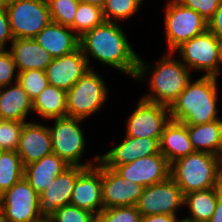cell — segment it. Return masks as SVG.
Masks as SVG:
<instances>
[{"label": "cell", "instance_id": "1", "mask_svg": "<svg viewBox=\"0 0 222 222\" xmlns=\"http://www.w3.org/2000/svg\"><path fill=\"white\" fill-rule=\"evenodd\" d=\"M118 23L104 21L79 37V48L88 60L92 56L136 80H142L151 71V65L135 53ZM89 55V57H88Z\"/></svg>", "mask_w": 222, "mask_h": 222}, {"label": "cell", "instance_id": "2", "mask_svg": "<svg viewBox=\"0 0 222 222\" xmlns=\"http://www.w3.org/2000/svg\"><path fill=\"white\" fill-rule=\"evenodd\" d=\"M192 81L169 107L171 120L200 125L220 119L217 114V77L203 75Z\"/></svg>", "mask_w": 222, "mask_h": 222}, {"label": "cell", "instance_id": "3", "mask_svg": "<svg viewBox=\"0 0 222 222\" xmlns=\"http://www.w3.org/2000/svg\"><path fill=\"white\" fill-rule=\"evenodd\" d=\"M170 177L186 195L220 186L222 171L215 155L195 151L170 164Z\"/></svg>", "mask_w": 222, "mask_h": 222}, {"label": "cell", "instance_id": "4", "mask_svg": "<svg viewBox=\"0 0 222 222\" xmlns=\"http://www.w3.org/2000/svg\"><path fill=\"white\" fill-rule=\"evenodd\" d=\"M168 53L164 54L151 71L149 88L152 93L142 99L170 107L191 81V70L180 58H173V52Z\"/></svg>", "mask_w": 222, "mask_h": 222}, {"label": "cell", "instance_id": "5", "mask_svg": "<svg viewBox=\"0 0 222 222\" xmlns=\"http://www.w3.org/2000/svg\"><path fill=\"white\" fill-rule=\"evenodd\" d=\"M104 79L91 68L66 91L67 117L85 119L99 111L108 98Z\"/></svg>", "mask_w": 222, "mask_h": 222}, {"label": "cell", "instance_id": "6", "mask_svg": "<svg viewBox=\"0 0 222 222\" xmlns=\"http://www.w3.org/2000/svg\"><path fill=\"white\" fill-rule=\"evenodd\" d=\"M79 118H57L54 119V126L48 127L51 135L52 151L63 159L70 166L92 167L99 162V156L94 157L90 163H80L85 151L84 131ZM96 163V164H94Z\"/></svg>", "mask_w": 222, "mask_h": 222}, {"label": "cell", "instance_id": "7", "mask_svg": "<svg viewBox=\"0 0 222 222\" xmlns=\"http://www.w3.org/2000/svg\"><path fill=\"white\" fill-rule=\"evenodd\" d=\"M174 52L179 53L181 62L190 70L206 71L204 75L215 77L221 72L220 40L208 29L183 42Z\"/></svg>", "mask_w": 222, "mask_h": 222}, {"label": "cell", "instance_id": "8", "mask_svg": "<svg viewBox=\"0 0 222 222\" xmlns=\"http://www.w3.org/2000/svg\"><path fill=\"white\" fill-rule=\"evenodd\" d=\"M165 10L164 23L169 52L208 29L206 19L177 0L168 1Z\"/></svg>", "mask_w": 222, "mask_h": 222}, {"label": "cell", "instance_id": "9", "mask_svg": "<svg viewBox=\"0 0 222 222\" xmlns=\"http://www.w3.org/2000/svg\"><path fill=\"white\" fill-rule=\"evenodd\" d=\"M6 10L14 39L34 38L51 22L47 0H14Z\"/></svg>", "mask_w": 222, "mask_h": 222}, {"label": "cell", "instance_id": "10", "mask_svg": "<svg viewBox=\"0 0 222 222\" xmlns=\"http://www.w3.org/2000/svg\"><path fill=\"white\" fill-rule=\"evenodd\" d=\"M39 195L23 177L0 195L5 222H39Z\"/></svg>", "mask_w": 222, "mask_h": 222}, {"label": "cell", "instance_id": "11", "mask_svg": "<svg viewBox=\"0 0 222 222\" xmlns=\"http://www.w3.org/2000/svg\"><path fill=\"white\" fill-rule=\"evenodd\" d=\"M184 205V195L177 183L169 176L166 180L143 189L136 208L142 216L177 215Z\"/></svg>", "mask_w": 222, "mask_h": 222}, {"label": "cell", "instance_id": "12", "mask_svg": "<svg viewBox=\"0 0 222 222\" xmlns=\"http://www.w3.org/2000/svg\"><path fill=\"white\" fill-rule=\"evenodd\" d=\"M170 120L168 106L140 98L136 109L127 120L125 135L134 138H161L162 132Z\"/></svg>", "mask_w": 222, "mask_h": 222}, {"label": "cell", "instance_id": "13", "mask_svg": "<svg viewBox=\"0 0 222 222\" xmlns=\"http://www.w3.org/2000/svg\"><path fill=\"white\" fill-rule=\"evenodd\" d=\"M81 166H69L39 194V215L51 218L60 207L69 205L77 177L85 170Z\"/></svg>", "mask_w": 222, "mask_h": 222}, {"label": "cell", "instance_id": "14", "mask_svg": "<svg viewBox=\"0 0 222 222\" xmlns=\"http://www.w3.org/2000/svg\"><path fill=\"white\" fill-rule=\"evenodd\" d=\"M113 170L144 188L162 182L170 176V164L161 153L135 159L131 163L116 166Z\"/></svg>", "mask_w": 222, "mask_h": 222}, {"label": "cell", "instance_id": "15", "mask_svg": "<svg viewBox=\"0 0 222 222\" xmlns=\"http://www.w3.org/2000/svg\"><path fill=\"white\" fill-rule=\"evenodd\" d=\"M144 187L118 175L102 163L103 208L136 206Z\"/></svg>", "mask_w": 222, "mask_h": 222}, {"label": "cell", "instance_id": "16", "mask_svg": "<svg viewBox=\"0 0 222 222\" xmlns=\"http://www.w3.org/2000/svg\"><path fill=\"white\" fill-rule=\"evenodd\" d=\"M71 205L97 215L102 203V162L86 168L76 179L70 201Z\"/></svg>", "mask_w": 222, "mask_h": 222}, {"label": "cell", "instance_id": "17", "mask_svg": "<svg viewBox=\"0 0 222 222\" xmlns=\"http://www.w3.org/2000/svg\"><path fill=\"white\" fill-rule=\"evenodd\" d=\"M91 68L78 48L68 55L53 58L45 74L49 85L68 91Z\"/></svg>", "mask_w": 222, "mask_h": 222}, {"label": "cell", "instance_id": "18", "mask_svg": "<svg viewBox=\"0 0 222 222\" xmlns=\"http://www.w3.org/2000/svg\"><path fill=\"white\" fill-rule=\"evenodd\" d=\"M161 138H134L126 136L124 141L99 156V160L111 169L133 162L135 159L159 154Z\"/></svg>", "mask_w": 222, "mask_h": 222}, {"label": "cell", "instance_id": "19", "mask_svg": "<svg viewBox=\"0 0 222 222\" xmlns=\"http://www.w3.org/2000/svg\"><path fill=\"white\" fill-rule=\"evenodd\" d=\"M16 152L20 156L23 166L52 154L51 135L48 126L34 121L25 122Z\"/></svg>", "mask_w": 222, "mask_h": 222}, {"label": "cell", "instance_id": "20", "mask_svg": "<svg viewBox=\"0 0 222 222\" xmlns=\"http://www.w3.org/2000/svg\"><path fill=\"white\" fill-rule=\"evenodd\" d=\"M34 40L53 58L68 55L79 48V36L70 28L50 22Z\"/></svg>", "mask_w": 222, "mask_h": 222}, {"label": "cell", "instance_id": "21", "mask_svg": "<svg viewBox=\"0 0 222 222\" xmlns=\"http://www.w3.org/2000/svg\"><path fill=\"white\" fill-rule=\"evenodd\" d=\"M9 47L17 72L39 69L45 71L53 57L34 38L14 39Z\"/></svg>", "mask_w": 222, "mask_h": 222}, {"label": "cell", "instance_id": "22", "mask_svg": "<svg viewBox=\"0 0 222 222\" xmlns=\"http://www.w3.org/2000/svg\"><path fill=\"white\" fill-rule=\"evenodd\" d=\"M70 165L52 153L24 166V178L39 195L47 186Z\"/></svg>", "mask_w": 222, "mask_h": 222}, {"label": "cell", "instance_id": "23", "mask_svg": "<svg viewBox=\"0 0 222 222\" xmlns=\"http://www.w3.org/2000/svg\"><path fill=\"white\" fill-rule=\"evenodd\" d=\"M160 152L169 164L194 153L195 150L188 136L187 125L170 120L161 135Z\"/></svg>", "mask_w": 222, "mask_h": 222}, {"label": "cell", "instance_id": "24", "mask_svg": "<svg viewBox=\"0 0 222 222\" xmlns=\"http://www.w3.org/2000/svg\"><path fill=\"white\" fill-rule=\"evenodd\" d=\"M32 100L18 82L0 87V120L26 122Z\"/></svg>", "mask_w": 222, "mask_h": 222}, {"label": "cell", "instance_id": "25", "mask_svg": "<svg viewBox=\"0 0 222 222\" xmlns=\"http://www.w3.org/2000/svg\"><path fill=\"white\" fill-rule=\"evenodd\" d=\"M221 196L220 186L184 195V206L189 208L191 214L186 219L194 222H208L213 216L217 201Z\"/></svg>", "mask_w": 222, "mask_h": 222}, {"label": "cell", "instance_id": "26", "mask_svg": "<svg viewBox=\"0 0 222 222\" xmlns=\"http://www.w3.org/2000/svg\"><path fill=\"white\" fill-rule=\"evenodd\" d=\"M187 131L195 151L217 155L222 141V119L200 125H187Z\"/></svg>", "mask_w": 222, "mask_h": 222}, {"label": "cell", "instance_id": "27", "mask_svg": "<svg viewBox=\"0 0 222 222\" xmlns=\"http://www.w3.org/2000/svg\"><path fill=\"white\" fill-rule=\"evenodd\" d=\"M32 109L44 120L67 117L66 91L48 84L32 101Z\"/></svg>", "mask_w": 222, "mask_h": 222}, {"label": "cell", "instance_id": "28", "mask_svg": "<svg viewBox=\"0 0 222 222\" xmlns=\"http://www.w3.org/2000/svg\"><path fill=\"white\" fill-rule=\"evenodd\" d=\"M24 177V166L16 151H0V195Z\"/></svg>", "mask_w": 222, "mask_h": 222}, {"label": "cell", "instance_id": "29", "mask_svg": "<svg viewBox=\"0 0 222 222\" xmlns=\"http://www.w3.org/2000/svg\"><path fill=\"white\" fill-rule=\"evenodd\" d=\"M105 21L102 8L79 2L73 25L70 27L79 37Z\"/></svg>", "mask_w": 222, "mask_h": 222}, {"label": "cell", "instance_id": "30", "mask_svg": "<svg viewBox=\"0 0 222 222\" xmlns=\"http://www.w3.org/2000/svg\"><path fill=\"white\" fill-rule=\"evenodd\" d=\"M144 0H105L102 12L105 21L118 23L131 18Z\"/></svg>", "mask_w": 222, "mask_h": 222}, {"label": "cell", "instance_id": "31", "mask_svg": "<svg viewBox=\"0 0 222 222\" xmlns=\"http://www.w3.org/2000/svg\"><path fill=\"white\" fill-rule=\"evenodd\" d=\"M51 21L71 27L79 0H47Z\"/></svg>", "mask_w": 222, "mask_h": 222}, {"label": "cell", "instance_id": "32", "mask_svg": "<svg viewBox=\"0 0 222 222\" xmlns=\"http://www.w3.org/2000/svg\"><path fill=\"white\" fill-rule=\"evenodd\" d=\"M17 82L27 92L32 101L48 85L45 71L39 69L17 72Z\"/></svg>", "mask_w": 222, "mask_h": 222}, {"label": "cell", "instance_id": "33", "mask_svg": "<svg viewBox=\"0 0 222 222\" xmlns=\"http://www.w3.org/2000/svg\"><path fill=\"white\" fill-rule=\"evenodd\" d=\"M142 215L136 206H121L103 209L95 215L94 222H141Z\"/></svg>", "mask_w": 222, "mask_h": 222}, {"label": "cell", "instance_id": "34", "mask_svg": "<svg viewBox=\"0 0 222 222\" xmlns=\"http://www.w3.org/2000/svg\"><path fill=\"white\" fill-rule=\"evenodd\" d=\"M24 123L0 120V151H16Z\"/></svg>", "mask_w": 222, "mask_h": 222}, {"label": "cell", "instance_id": "35", "mask_svg": "<svg viewBox=\"0 0 222 222\" xmlns=\"http://www.w3.org/2000/svg\"><path fill=\"white\" fill-rule=\"evenodd\" d=\"M49 220L51 222H94L95 214L69 204L60 207Z\"/></svg>", "mask_w": 222, "mask_h": 222}, {"label": "cell", "instance_id": "36", "mask_svg": "<svg viewBox=\"0 0 222 222\" xmlns=\"http://www.w3.org/2000/svg\"><path fill=\"white\" fill-rule=\"evenodd\" d=\"M16 65L9 50H0V87L17 82ZM15 75V78H14Z\"/></svg>", "mask_w": 222, "mask_h": 222}, {"label": "cell", "instance_id": "37", "mask_svg": "<svg viewBox=\"0 0 222 222\" xmlns=\"http://www.w3.org/2000/svg\"><path fill=\"white\" fill-rule=\"evenodd\" d=\"M182 5L200 14L207 21L213 16L222 0H177Z\"/></svg>", "mask_w": 222, "mask_h": 222}, {"label": "cell", "instance_id": "38", "mask_svg": "<svg viewBox=\"0 0 222 222\" xmlns=\"http://www.w3.org/2000/svg\"><path fill=\"white\" fill-rule=\"evenodd\" d=\"M13 40L7 10L0 7V50H5L7 41L12 42Z\"/></svg>", "mask_w": 222, "mask_h": 222}, {"label": "cell", "instance_id": "39", "mask_svg": "<svg viewBox=\"0 0 222 222\" xmlns=\"http://www.w3.org/2000/svg\"><path fill=\"white\" fill-rule=\"evenodd\" d=\"M207 22L208 30L217 38L222 39V1L213 16Z\"/></svg>", "mask_w": 222, "mask_h": 222}, {"label": "cell", "instance_id": "40", "mask_svg": "<svg viewBox=\"0 0 222 222\" xmlns=\"http://www.w3.org/2000/svg\"><path fill=\"white\" fill-rule=\"evenodd\" d=\"M141 222H179L176 215L156 214L142 216Z\"/></svg>", "mask_w": 222, "mask_h": 222}, {"label": "cell", "instance_id": "41", "mask_svg": "<svg viewBox=\"0 0 222 222\" xmlns=\"http://www.w3.org/2000/svg\"><path fill=\"white\" fill-rule=\"evenodd\" d=\"M208 222H222V196L218 199L214 214Z\"/></svg>", "mask_w": 222, "mask_h": 222}, {"label": "cell", "instance_id": "42", "mask_svg": "<svg viewBox=\"0 0 222 222\" xmlns=\"http://www.w3.org/2000/svg\"><path fill=\"white\" fill-rule=\"evenodd\" d=\"M79 2L96 5L102 8L104 6L105 0H79Z\"/></svg>", "mask_w": 222, "mask_h": 222}, {"label": "cell", "instance_id": "43", "mask_svg": "<svg viewBox=\"0 0 222 222\" xmlns=\"http://www.w3.org/2000/svg\"><path fill=\"white\" fill-rule=\"evenodd\" d=\"M216 157H217V161H218V165L220 167V170L222 171V141H221L220 149H219Z\"/></svg>", "mask_w": 222, "mask_h": 222}, {"label": "cell", "instance_id": "44", "mask_svg": "<svg viewBox=\"0 0 222 222\" xmlns=\"http://www.w3.org/2000/svg\"><path fill=\"white\" fill-rule=\"evenodd\" d=\"M14 0H0V7L6 8L9 6Z\"/></svg>", "mask_w": 222, "mask_h": 222}, {"label": "cell", "instance_id": "45", "mask_svg": "<svg viewBox=\"0 0 222 222\" xmlns=\"http://www.w3.org/2000/svg\"><path fill=\"white\" fill-rule=\"evenodd\" d=\"M0 222H5L4 215L1 208H0Z\"/></svg>", "mask_w": 222, "mask_h": 222}, {"label": "cell", "instance_id": "46", "mask_svg": "<svg viewBox=\"0 0 222 222\" xmlns=\"http://www.w3.org/2000/svg\"><path fill=\"white\" fill-rule=\"evenodd\" d=\"M179 222H194V221H191V220H188V219H186V218H183V219H179Z\"/></svg>", "mask_w": 222, "mask_h": 222}, {"label": "cell", "instance_id": "47", "mask_svg": "<svg viewBox=\"0 0 222 222\" xmlns=\"http://www.w3.org/2000/svg\"><path fill=\"white\" fill-rule=\"evenodd\" d=\"M219 40H220V52H221V61H222V39Z\"/></svg>", "mask_w": 222, "mask_h": 222}, {"label": "cell", "instance_id": "48", "mask_svg": "<svg viewBox=\"0 0 222 222\" xmlns=\"http://www.w3.org/2000/svg\"><path fill=\"white\" fill-rule=\"evenodd\" d=\"M39 222H51L49 219H42L41 221Z\"/></svg>", "mask_w": 222, "mask_h": 222}, {"label": "cell", "instance_id": "49", "mask_svg": "<svg viewBox=\"0 0 222 222\" xmlns=\"http://www.w3.org/2000/svg\"><path fill=\"white\" fill-rule=\"evenodd\" d=\"M220 188H221V192H222V179H221V185H220Z\"/></svg>", "mask_w": 222, "mask_h": 222}]
</instances>
